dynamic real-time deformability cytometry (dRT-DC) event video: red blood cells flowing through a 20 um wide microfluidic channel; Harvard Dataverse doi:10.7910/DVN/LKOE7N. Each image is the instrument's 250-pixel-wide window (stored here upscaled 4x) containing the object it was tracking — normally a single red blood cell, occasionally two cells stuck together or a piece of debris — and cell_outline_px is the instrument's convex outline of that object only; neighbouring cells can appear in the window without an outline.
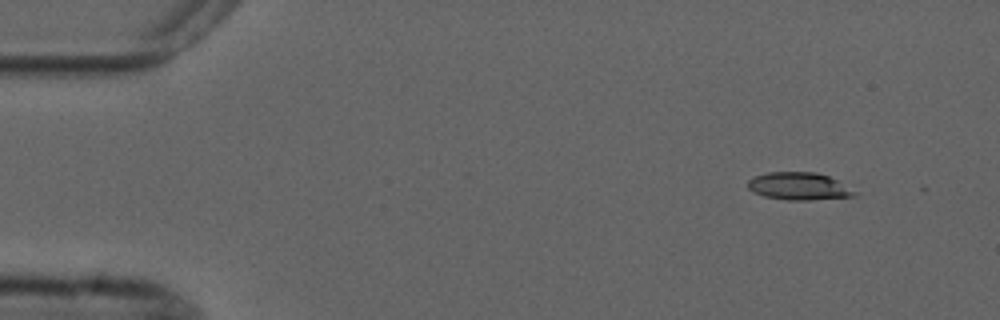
{"species": "common noctule bat (a hibernating species)", "species_latin": "Nyctalus noctula", "temperature_condition": "cold", "stored_images_in_passage": 4, "camera_frame_rate_fps": 3000, "um_per_image_px": 0.085, "animal": {"sex": "male", "forearm_length_mm": 52.5}, "frame": {"image": 1, "passage_image": 1, "time_ms": 0.0, "image_size_px": [1000, 320], "cell_outline_px": [[860, 192], [852, 196], [812, 200], [788, 200], [764, 196], [752, 192], [748, 188], [748, 180], [756, 176], [768, 172], [816, 172], [828, 176]], "centroid_in_image_um": [67.91, 15.83], "position_along_channel_um": 17.1, "area_um2": 17.11}}
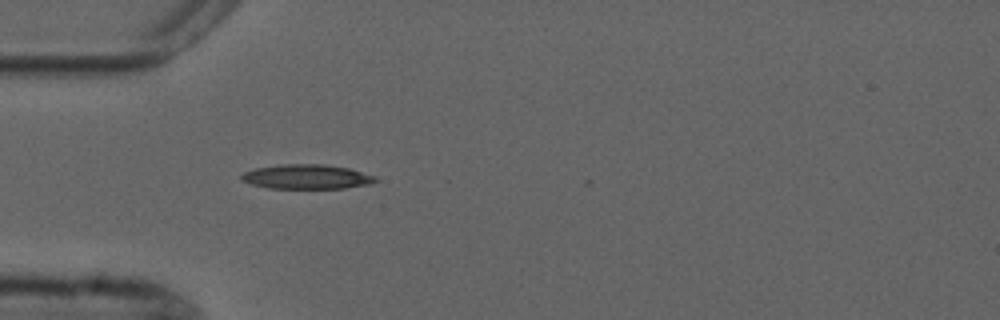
{"frame": {"image": 2, "passage_image": 4, "time_ms": 3.667, "image_size_px": [1000, 320], "cell_outline_px": [[380, 180], [368, 184], [344, 188], [268, 188], [252, 184], [240, 180], [240, 176], [244, 172], [256, 168], [284, 164], [324, 164], [348, 168], [376, 176]], "centroid_in_image_um": [26.07, 15.02], "position_along_channel_um": 58.9, "area_um2": 19.07}}